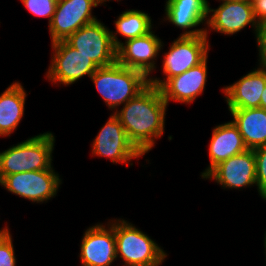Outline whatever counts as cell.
<instances>
[{
    "mask_svg": "<svg viewBox=\"0 0 266 266\" xmlns=\"http://www.w3.org/2000/svg\"><path fill=\"white\" fill-rule=\"evenodd\" d=\"M254 15L258 24H266V0H257L253 3Z\"/></svg>",
    "mask_w": 266,
    "mask_h": 266,
    "instance_id": "484cf974",
    "label": "cell"
},
{
    "mask_svg": "<svg viewBox=\"0 0 266 266\" xmlns=\"http://www.w3.org/2000/svg\"><path fill=\"white\" fill-rule=\"evenodd\" d=\"M207 58L184 73L169 78L159 89L164 101L191 103L203 92L207 78Z\"/></svg>",
    "mask_w": 266,
    "mask_h": 266,
    "instance_id": "9a60e30c",
    "label": "cell"
},
{
    "mask_svg": "<svg viewBox=\"0 0 266 266\" xmlns=\"http://www.w3.org/2000/svg\"><path fill=\"white\" fill-rule=\"evenodd\" d=\"M98 4L99 0H58L49 23L52 43L66 40L82 26L97 21L91 10Z\"/></svg>",
    "mask_w": 266,
    "mask_h": 266,
    "instance_id": "9c48e42d",
    "label": "cell"
},
{
    "mask_svg": "<svg viewBox=\"0 0 266 266\" xmlns=\"http://www.w3.org/2000/svg\"><path fill=\"white\" fill-rule=\"evenodd\" d=\"M221 1L225 2V1H235V0H221Z\"/></svg>",
    "mask_w": 266,
    "mask_h": 266,
    "instance_id": "1f68e13d",
    "label": "cell"
},
{
    "mask_svg": "<svg viewBox=\"0 0 266 266\" xmlns=\"http://www.w3.org/2000/svg\"><path fill=\"white\" fill-rule=\"evenodd\" d=\"M212 16L206 21L208 27L223 34H235L246 25L255 27L256 38L260 25L254 15L253 4L247 0L225 1L218 9L208 7V13Z\"/></svg>",
    "mask_w": 266,
    "mask_h": 266,
    "instance_id": "4fadbf2b",
    "label": "cell"
},
{
    "mask_svg": "<svg viewBox=\"0 0 266 266\" xmlns=\"http://www.w3.org/2000/svg\"><path fill=\"white\" fill-rule=\"evenodd\" d=\"M161 46V40L150 31L143 36L126 40L125 45L121 43L116 50V61L124 67L139 70L148 77L155 68L153 60Z\"/></svg>",
    "mask_w": 266,
    "mask_h": 266,
    "instance_id": "8fae6325",
    "label": "cell"
},
{
    "mask_svg": "<svg viewBox=\"0 0 266 266\" xmlns=\"http://www.w3.org/2000/svg\"><path fill=\"white\" fill-rule=\"evenodd\" d=\"M259 46L260 67L266 68V24L260 26L257 35Z\"/></svg>",
    "mask_w": 266,
    "mask_h": 266,
    "instance_id": "d4e9b609",
    "label": "cell"
},
{
    "mask_svg": "<svg viewBox=\"0 0 266 266\" xmlns=\"http://www.w3.org/2000/svg\"><path fill=\"white\" fill-rule=\"evenodd\" d=\"M260 108H263L266 110V86L263 90L262 97L260 100Z\"/></svg>",
    "mask_w": 266,
    "mask_h": 266,
    "instance_id": "4316f807",
    "label": "cell"
},
{
    "mask_svg": "<svg viewBox=\"0 0 266 266\" xmlns=\"http://www.w3.org/2000/svg\"><path fill=\"white\" fill-rule=\"evenodd\" d=\"M166 106L160 89L149 84L121 111L114 112L128 139L142 155L152 149L156 138L163 135Z\"/></svg>",
    "mask_w": 266,
    "mask_h": 266,
    "instance_id": "6da1fadb",
    "label": "cell"
},
{
    "mask_svg": "<svg viewBox=\"0 0 266 266\" xmlns=\"http://www.w3.org/2000/svg\"><path fill=\"white\" fill-rule=\"evenodd\" d=\"M266 86V68L261 67L223 88L229 110L259 108Z\"/></svg>",
    "mask_w": 266,
    "mask_h": 266,
    "instance_id": "2e32d148",
    "label": "cell"
},
{
    "mask_svg": "<svg viewBox=\"0 0 266 266\" xmlns=\"http://www.w3.org/2000/svg\"><path fill=\"white\" fill-rule=\"evenodd\" d=\"M25 7L38 17H49V23L55 13L58 0H22Z\"/></svg>",
    "mask_w": 266,
    "mask_h": 266,
    "instance_id": "603a6c76",
    "label": "cell"
},
{
    "mask_svg": "<svg viewBox=\"0 0 266 266\" xmlns=\"http://www.w3.org/2000/svg\"><path fill=\"white\" fill-rule=\"evenodd\" d=\"M105 1H108V0H99L100 4L105 2Z\"/></svg>",
    "mask_w": 266,
    "mask_h": 266,
    "instance_id": "4dcf8cb0",
    "label": "cell"
},
{
    "mask_svg": "<svg viewBox=\"0 0 266 266\" xmlns=\"http://www.w3.org/2000/svg\"><path fill=\"white\" fill-rule=\"evenodd\" d=\"M207 29H194L184 32L170 46L164 56L163 72L166 80L149 78V84L160 88L169 78L180 75L201 63L209 49Z\"/></svg>",
    "mask_w": 266,
    "mask_h": 266,
    "instance_id": "277c9868",
    "label": "cell"
},
{
    "mask_svg": "<svg viewBox=\"0 0 266 266\" xmlns=\"http://www.w3.org/2000/svg\"><path fill=\"white\" fill-rule=\"evenodd\" d=\"M116 33L127 40L137 38L149 33L152 29L151 19L145 12L128 10L120 14L115 21Z\"/></svg>",
    "mask_w": 266,
    "mask_h": 266,
    "instance_id": "44dd1931",
    "label": "cell"
},
{
    "mask_svg": "<svg viewBox=\"0 0 266 266\" xmlns=\"http://www.w3.org/2000/svg\"><path fill=\"white\" fill-rule=\"evenodd\" d=\"M232 121L248 149L266 145V110L263 108L232 109Z\"/></svg>",
    "mask_w": 266,
    "mask_h": 266,
    "instance_id": "ac0fdd59",
    "label": "cell"
},
{
    "mask_svg": "<svg viewBox=\"0 0 266 266\" xmlns=\"http://www.w3.org/2000/svg\"><path fill=\"white\" fill-rule=\"evenodd\" d=\"M26 93L19 82L0 95V136H10L24 115Z\"/></svg>",
    "mask_w": 266,
    "mask_h": 266,
    "instance_id": "ffe728a7",
    "label": "cell"
},
{
    "mask_svg": "<svg viewBox=\"0 0 266 266\" xmlns=\"http://www.w3.org/2000/svg\"><path fill=\"white\" fill-rule=\"evenodd\" d=\"M204 178H213L224 188H242L256 184V160L253 149H247L221 162Z\"/></svg>",
    "mask_w": 266,
    "mask_h": 266,
    "instance_id": "7c38bea8",
    "label": "cell"
},
{
    "mask_svg": "<svg viewBox=\"0 0 266 266\" xmlns=\"http://www.w3.org/2000/svg\"><path fill=\"white\" fill-rule=\"evenodd\" d=\"M94 155L110 158L113 163L130 162L143 156L130 142L118 117L113 114L96 136L92 146Z\"/></svg>",
    "mask_w": 266,
    "mask_h": 266,
    "instance_id": "30bf717a",
    "label": "cell"
},
{
    "mask_svg": "<svg viewBox=\"0 0 266 266\" xmlns=\"http://www.w3.org/2000/svg\"><path fill=\"white\" fill-rule=\"evenodd\" d=\"M80 247L82 266H110L117 259L114 223L108 229L100 224L87 229Z\"/></svg>",
    "mask_w": 266,
    "mask_h": 266,
    "instance_id": "5bb4252c",
    "label": "cell"
},
{
    "mask_svg": "<svg viewBox=\"0 0 266 266\" xmlns=\"http://www.w3.org/2000/svg\"><path fill=\"white\" fill-rule=\"evenodd\" d=\"M0 234H10L8 227L3 228L2 230H0Z\"/></svg>",
    "mask_w": 266,
    "mask_h": 266,
    "instance_id": "83f0119b",
    "label": "cell"
},
{
    "mask_svg": "<svg viewBox=\"0 0 266 266\" xmlns=\"http://www.w3.org/2000/svg\"><path fill=\"white\" fill-rule=\"evenodd\" d=\"M207 0H167L166 18L177 27L190 29L208 17Z\"/></svg>",
    "mask_w": 266,
    "mask_h": 266,
    "instance_id": "d6986e66",
    "label": "cell"
},
{
    "mask_svg": "<svg viewBox=\"0 0 266 266\" xmlns=\"http://www.w3.org/2000/svg\"><path fill=\"white\" fill-rule=\"evenodd\" d=\"M16 259L11 235L0 243V266H15Z\"/></svg>",
    "mask_w": 266,
    "mask_h": 266,
    "instance_id": "cb8c5ba5",
    "label": "cell"
},
{
    "mask_svg": "<svg viewBox=\"0 0 266 266\" xmlns=\"http://www.w3.org/2000/svg\"><path fill=\"white\" fill-rule=\"evenodd\" d=\"M90 78L110 109L125 105L149 85V79L144 73L124 67L117 61L99 67Z\"/></svg>",
    "mask_w": 266,
    "mask_h": 266,
    "instance_id": "7a4b0ae2",
    "label": "cell"
},
{
    "mask_svg": "<svg viewBox=\"0 0 266 266\" xmlns=\"http://www.w3.org/2000/svg\"><path fill=\"white\" fill-rule=\"evenodd\" d=\"M117 221L114 222L116 256L120 255L126 266H159L163 262L167 254L151 238L131 223Z\"/></svg>",
    "mask_w": 266,
    "mask_h": 266,
    "instance_id": "5b68a950",
    "label": "cell"
},
{
    "mask_svg": "<svg viewBox=\"0 0 266 266\" xmlns=\"http://www.w3.org/2000/svg\"><path fill=\"white\" fill-rule=\"evenodd\" d=\"M249 3L253 4L254 2H256L257 0H247Z\"/></svg>",
    "mask_w": 266,
    "mask_h": 266,
    "instance_id": "f546056e",
    "label": "cell"
},
{
    "mask_svg": "<svg viewBox=\"0 0 266 266\" xmlns=\"http://www.w3.org/2000/svg\"><path fill=\"white\" fill-rule=\"evenodd\" d=\"M60 182L52 168L10 174L0 180V184L8 191L38 203L54 197Z\"/></svg>",
    "mask_w": 266,
    "mask_h": 266,
    "instance_id": "52a82bcc",
    "label": "cell"
},
{
    "mask_svg": "<svg viewBox=\"0 0 266 266\" xmlns=\"http://www.w3.org/2000/svg\"><path fill=\"white\" fill-rule=\"evenodd\" d=\"M54 55L47 72L48 79L69 85L82 76L91 77L99 68L90 58L79 53L65 40L52 43Z\"/></svg>",
    "mask_w": 266,
    "mask_h": 266,
    "instance_id": "ba28073f",
    "label": "cell"
},
{
    "mask_svg": "<svg viewBox=\"0 0 266 266\" xmlns=\"http://www.w3.org/2000/svg\"><path fill=\"white\" fill-rule=\"evenodd\" d=\"M79 53L90 58L98 67L116 62V50L121 44L117 36L100 21L82 26L65 40Z\"/></svg>",
    "mask_w": 266,
    "mask_h": 266,
    "instance_id": "8992f818",
    "label": "cell"
},
{
    "mask_svg": "<svg viewBox=\"0 0 266 266\" xmlns=\"http://www.w3.org/2000/svg\"><path fill=\"white\" fill-rule=\"evenodd\" d=\"M209 146L211 163L202 173L203 178L221 162L248 149L237 126L232 121L214 128Z\"/></svg>",
    "mask_w": 266,
    "mask_h": 266,
    "instance_id": "e0dca14e",
    "label": "cell"
},
{
    "mask_svg": "<svg viewBox=\"0 0 266 266\" xmlns=\"http://www.w3.org/2000/svg\"><path fill=\"white\" fill-rule=\"evenodd\" d=\"M256 160V185L266 200V145L253 149Z\"/></svg>",
    "mask_w": 266,
    "mask_h": 266,
    "instance_id": "7402d4cb",
    "label": "cell"
},
{
    "mask_svg": "<svg viewBox=\"0 0 266 266\" xmlns=\"http://www.w3.org/2000/svg\"><path fill=\"white\" fill-rule=\"evenodd\" d=\"M54 136L43 133L0 153V180L7 175L50 169Z\"/></svg>",
    "mask_w": 266,
    "mask_h": 266,
    "instance_id": "3957f363",
    "label": "cell"
},
{
    "mask_svg": "<svg viewBox=\"0 0 266 266\" xmlns=\"http://www.w3.org/2000/svg\"><path fill=\"white\" fill-rule=\"evenodd\" d=\"M10 234H0V243Z\"/></svg>",
    "mask_w": 266,
    "mask_h": 266,
    "instance_id": "f1b7e54d",
    "label": "cell"
}]
</instances>
